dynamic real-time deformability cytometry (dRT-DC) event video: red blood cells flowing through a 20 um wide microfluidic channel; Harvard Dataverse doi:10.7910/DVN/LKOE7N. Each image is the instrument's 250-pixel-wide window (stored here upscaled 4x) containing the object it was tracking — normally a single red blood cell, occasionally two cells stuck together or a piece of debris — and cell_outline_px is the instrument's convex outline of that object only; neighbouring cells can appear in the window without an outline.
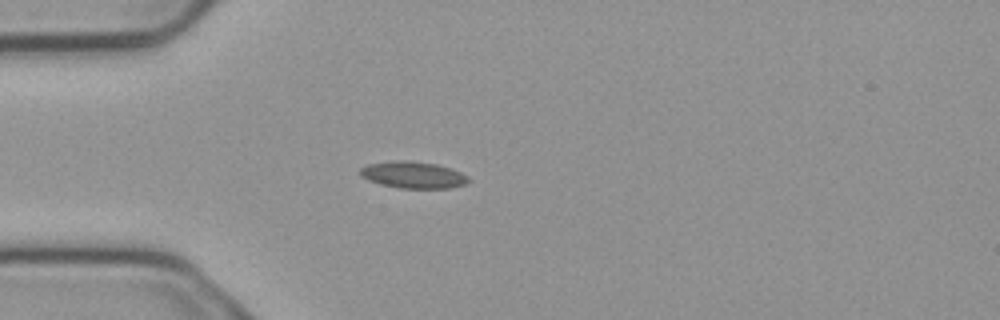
{"species": "common noctule bat (a hibernating species)", "species_latin": "Nyctalus noctula", "temperature_condition": "cold", "stored_images_in_passage": 4, "camera_frame_rate_fps": 3000, "um_per_image_px": 0.085, "animal": {"sex": "male", "body_mass_g": 23.1, "forearm_length_mm": 52.7}, "frame": {"image": 1, "passage_image": 3, "time_ms": 0.667, "image_size_px": [1000, 320], "cell_outline_px": [[468, 180], [464, 184], [448, 188], [400, 188], [380, 184], [368, 180], [360, 176], [360, 168], [368, 164], [392, 160], [404, 160], [436, 164], [460, 172], [468, 176]], "centroid_in_image_um": [35.06, 14.86], "position_along_channel_um": 49.9, "area_um2": 16.7}}